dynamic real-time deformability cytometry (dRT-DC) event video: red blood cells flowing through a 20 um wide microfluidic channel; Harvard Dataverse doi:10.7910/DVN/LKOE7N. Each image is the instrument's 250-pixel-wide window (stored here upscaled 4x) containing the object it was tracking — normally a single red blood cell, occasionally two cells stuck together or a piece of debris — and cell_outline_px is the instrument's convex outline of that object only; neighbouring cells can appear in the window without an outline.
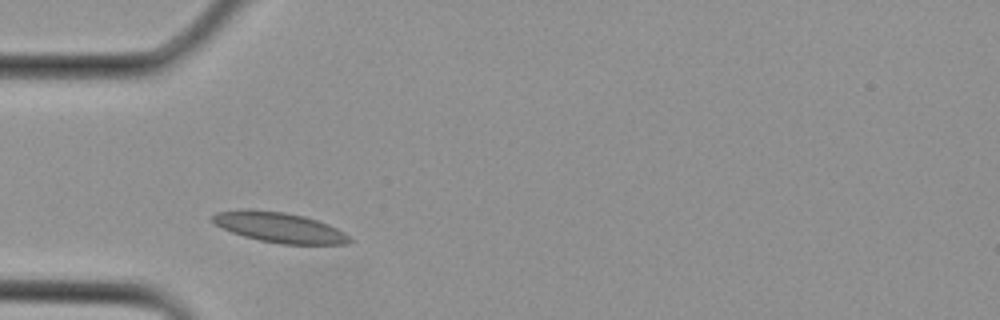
{"species": "Egyptian fruit bat (a non-hibernating species)", "species_latin": "Rousettus aegyptiacus", "temperature_condition": "cold", "stored_images_in_passage": 2, "camera_frame_rate_fps": 3000, "um_per_image_px": 0.085, "animal": {"sex": "female"}, "frame": {"image": 1, "passage_image": 2, "time_ms": 0.333, "image_size_px": [1000, 320], "cell_outline_px": [[352, 240], [348, 244], [280, 244], [260, 240], [244, 236], [232, 232], [216, 224], [208, 216], [216, 212], [284, 212], [304, 216], [328, 224], [352, 236]], "centroid_in_image_um": [23.85, 19.38], "position_along_channel_um": 61.1, "area_um2": 23.24}}